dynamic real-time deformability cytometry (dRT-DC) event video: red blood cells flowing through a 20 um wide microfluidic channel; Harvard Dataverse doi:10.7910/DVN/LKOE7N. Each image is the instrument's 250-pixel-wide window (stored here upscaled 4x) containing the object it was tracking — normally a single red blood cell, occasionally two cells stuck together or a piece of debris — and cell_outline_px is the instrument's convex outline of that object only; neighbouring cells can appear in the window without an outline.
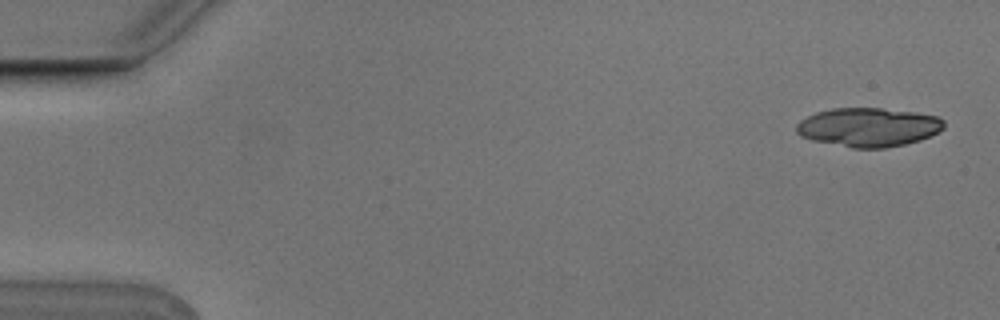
{"species": "Egyptian fruit bat (a non-hibernating species)", "species_latin": "Rousettus aegyptiacus", "temperature_condition": "cold", "stored_images_in_passage": 5, "camera_frame_rate_fps": 3000, "um_per_image_px": 0.085, "animal": {"sex": "male"}, "frame": {"image": 1, "passage_image": 1, "time_ms": 0.0, "image_size_px": [1000, 320], "cell_outline_px": [[944, 128], [940, 132], [920, 140], [904, 144], [884, 148], [852, 148], [812, 140], [800, 136], [796, 132], [796, 124], [800, 120], [816, 112], [832, 108], [880, 108], [916, 112], [940, 116], [944, 120]], "centroid_in_image_um": [73.83, 10.81], "position_along_channel_um": 11.2, "area_um2": 33.7}}